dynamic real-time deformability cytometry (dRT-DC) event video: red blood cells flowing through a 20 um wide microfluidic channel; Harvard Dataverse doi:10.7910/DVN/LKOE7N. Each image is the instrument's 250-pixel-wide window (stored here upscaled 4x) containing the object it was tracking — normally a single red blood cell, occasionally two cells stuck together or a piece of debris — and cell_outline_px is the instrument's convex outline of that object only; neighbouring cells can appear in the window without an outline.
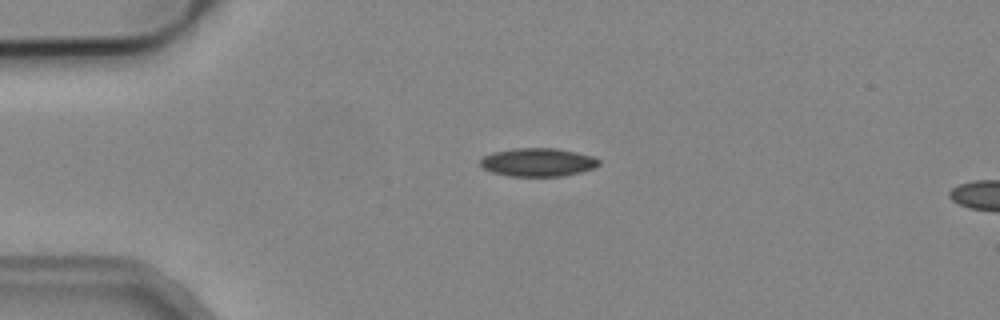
{"species": "common noctule bat (a hibernating species)", "species_latin": "Nyctalus noctula", "temperature_condition": "cold", "stored_images_in_passage": 3, "segment_of_instrument_passage": [1, 2], "camera_frame_rate_fps": 3000, "um_per_image_px": 0.085, "animal": {"sex": "male", "body_mass_g": 19.2, "forearm_length_mm": 51.8}, "frame": {"image": 1, "passage_image": 1, "time_ms": 0.0, "image_size_px": [1000, 320], "cell_outline_px": [[600, 164], [596, 168], [564, 176], [508, 176], [492, 172], [484, 168], [480, 164], [480, 160], [484, 156], [492, 152], [516, 148], [556, 148], [576, 152], [592, 156], [600, 160]], "centroid_in_image_um": [45.74, 13.79], "position_along_channel_um": 39.3, "area_um2": 19.65}}